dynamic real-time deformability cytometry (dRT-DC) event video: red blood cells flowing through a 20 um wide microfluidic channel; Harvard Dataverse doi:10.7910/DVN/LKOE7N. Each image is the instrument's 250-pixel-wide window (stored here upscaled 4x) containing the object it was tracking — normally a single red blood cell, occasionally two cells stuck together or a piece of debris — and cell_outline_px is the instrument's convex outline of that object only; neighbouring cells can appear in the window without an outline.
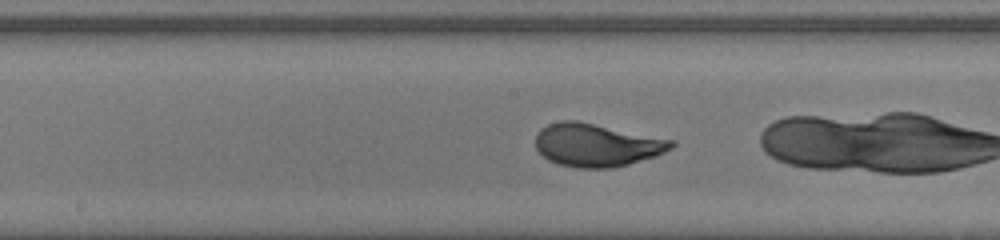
{"species": "human", "species_latin": "Homo sapiens", "temperature_condition": "warm", "stored_images_in_passage": 40, "camera_frame_rate_fps": 3000, "um_per_image_px": 0.085, "donor": {"sex": "male"}, "frame": {"image": 1, "passage_image": 17, "time_ms": 5.333, "image_size_px": [1000, 240], "cell_outline_px": [[676, 144], [672, 148], [656, 156], [628, 164], [612, 168], [576, 168], [556, 164], [548, 160], [536, 148], [536, 132], [540, 128], [548, 124], [560, 120], [576, 120], [676, 140]], "centroid_in_image_um": [50.71, 12.32], "position_along_channel_um": 197.5, "area_um2": 34.33}}